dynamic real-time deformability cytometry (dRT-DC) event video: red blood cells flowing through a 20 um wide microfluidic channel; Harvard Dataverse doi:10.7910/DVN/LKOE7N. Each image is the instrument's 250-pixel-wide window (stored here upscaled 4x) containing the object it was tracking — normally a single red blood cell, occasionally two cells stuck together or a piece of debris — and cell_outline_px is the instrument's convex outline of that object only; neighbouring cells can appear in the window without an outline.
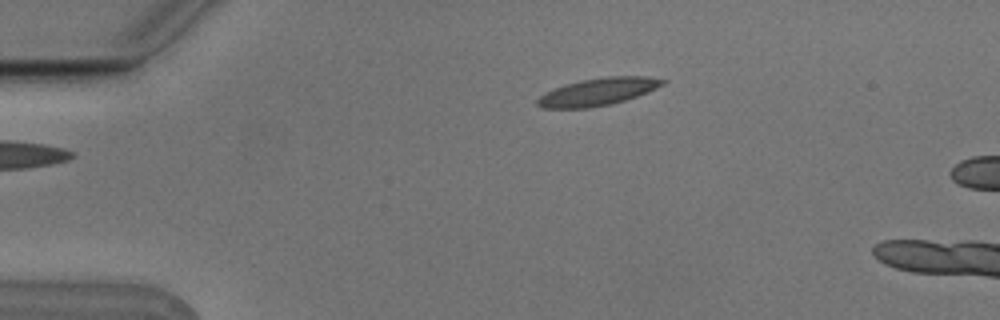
{"species": "Egyptian fruit bat (a non-hibernating species)", "species_latin": "Rousettus aegyptiacus", "temperature_condition": "cold", "stored_images_in_passage": 2, "camera_frame_rate_fps": 3000, "um_per_image_px": 0.085, "animal": {"sex": "male"}, "frame": {"image": 1, "passage_image": 2, "time_ms": 0.333, "image_size_px": [1000, 320], "cell_outline_px": [[668, 80], [664, 84], [648, 92], [624, 100], [608, 104], [588, 108], [544, 108], [536, 104], [536, 100], [540, 96], [564, 84], [580, 80], [604, 76], [648, 76]], "centroid_in_image_um": [50.85, 7.78], "position_along_channel_um": 34.2, "area_um2": 19.88}}